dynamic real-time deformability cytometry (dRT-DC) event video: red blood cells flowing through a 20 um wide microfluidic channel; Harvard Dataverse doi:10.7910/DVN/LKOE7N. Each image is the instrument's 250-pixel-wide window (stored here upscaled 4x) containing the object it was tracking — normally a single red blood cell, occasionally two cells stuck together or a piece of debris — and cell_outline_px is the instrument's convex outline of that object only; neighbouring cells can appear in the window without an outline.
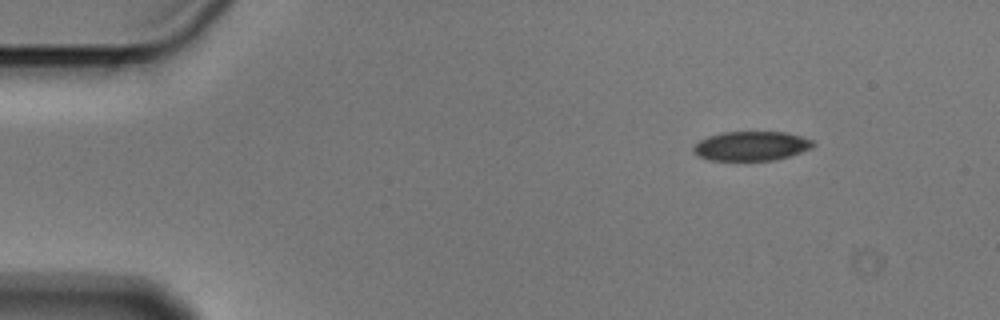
{"species": "Egyptian fruit bat (a non-hibernating species)", "species_latin": "Rousettus aegyptiacus", "temperature_condition": "cold", "stored_images_in_passage": 8, "camera_frame_rate_fps": 3000, "um_per_image_px": 0.085, "animal": {"sex": "male"}, "frame": {"image": 1, "passage_image": 1, "time_ms": 0.0, "image_size_px": [1000, 320], "cell_outline_px": [[816, 144], [812, 148], [788, 156], [772, 160], [708, 160], [696, 156], [692, 152], [692, 148], [700, 140], [708, 136], [724, 132], [784, 132], [800, 136], [812, 140]], "centroid_in_image_um": [63.82, 12.41], "position_along_channel_um": 21.2, "area_um2": 20.4}}
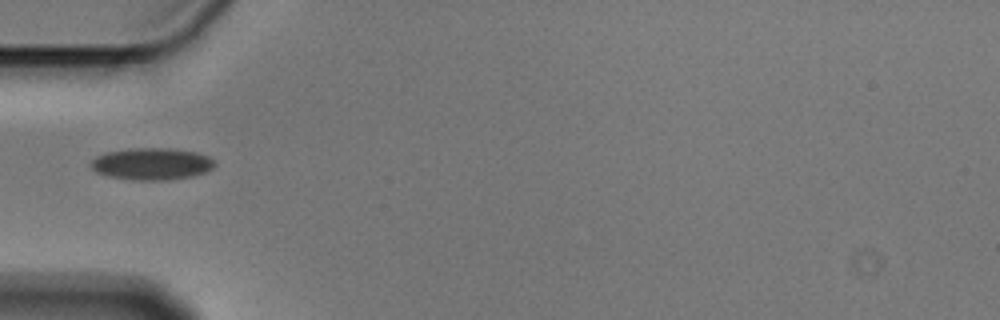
{"frame": {"image": 2, "passage_image": 4, "time_ms": 1.0, "image_size_px": [1000, 320], "cell_outline_px": [[216, 164], [208, 172], [192, 176], [168, 180], [132, 180], [108, 176], [96, 172], [88, 164], [96, 156], [108, 152], [136, 148], [168, 148], [196, 152], [208, 156]], "centroid_in_image_um": [12.9, 13.94], "position_along_channel_um": 72.1, "area_um2": 23.06}}